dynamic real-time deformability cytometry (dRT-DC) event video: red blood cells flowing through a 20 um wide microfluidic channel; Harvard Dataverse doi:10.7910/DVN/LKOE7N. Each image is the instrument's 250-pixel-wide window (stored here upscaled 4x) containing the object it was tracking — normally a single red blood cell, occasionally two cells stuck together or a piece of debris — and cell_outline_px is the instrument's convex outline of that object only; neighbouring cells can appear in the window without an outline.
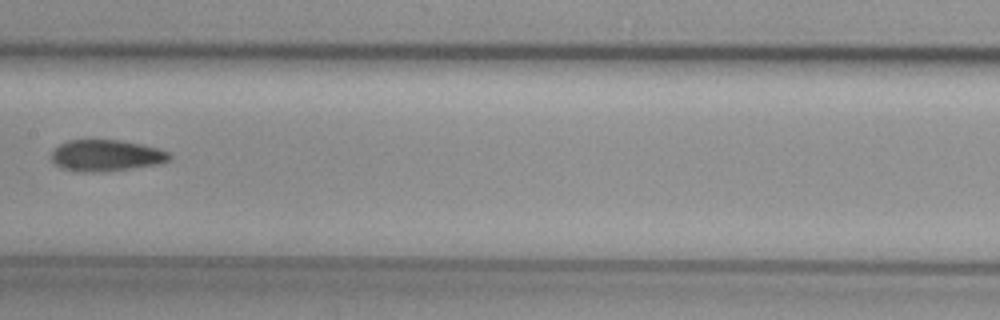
{"species": "common noctule bat (a hibernating species)", "species_latin": "Nyctalus noctula", "temperature_condition": "cold", "stored_images_in_passage": 9, "camera_frame_rate_fps": 3000, "um_per_image_px": 0.085, "animal": {"sex": "female", "body_mass_g": 29.2, "forearm_length_mm": 56.3}, "frame": {"image": 1, "passage_image": 8, "time_ms": 8.667, "image_size_px": [1000, 320], "cell_outline_px": [[172, 160], [164, 164], [104, 172], [76, 172], [60, 168], [52, 160], [52, 152], [60, 144], [68, 140], [120, 140], [144, 144], [160, 148], [168, 152], [172, 156]], "centroid_in_image_um": [9.1, 13.23], "position_along_channel_um": 198.3, "area_um2": 22.14}}
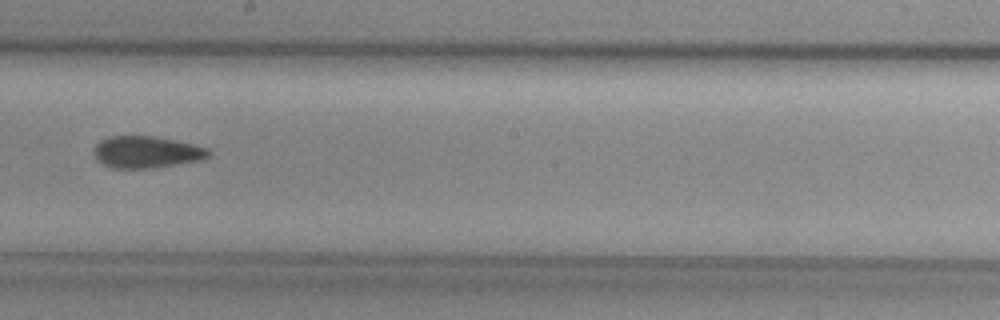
{"frame": {"image": 2, "passage_image": 9, "time_ms": 9.667, "image_size_px": [1000, 320], "cell_outline_px": [[212, 156], [200, 160], [156, 168], [112, 168], [96, 160], [92, 152], [92, 148], [100, 140], [108, 136], [156, 136], [176, 140], [208, 148], [212, 152]], "centroid_in_image_um": [12.44, 12.92], "position_along_channel_um": 235.8, "area_um2": 21.68}}